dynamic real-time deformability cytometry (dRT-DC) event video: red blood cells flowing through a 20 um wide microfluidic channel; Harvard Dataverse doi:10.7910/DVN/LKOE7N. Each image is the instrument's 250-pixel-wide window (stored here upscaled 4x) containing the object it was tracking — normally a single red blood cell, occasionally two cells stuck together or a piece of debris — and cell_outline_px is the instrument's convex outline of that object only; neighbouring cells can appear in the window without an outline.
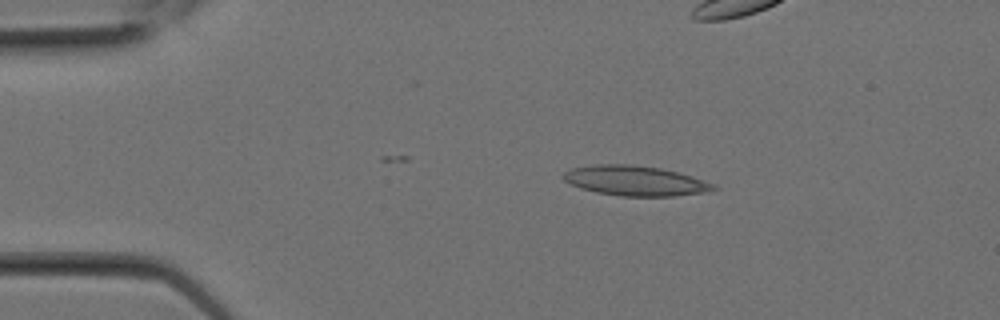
{"species": "Egyptian fruit bat (a non-hibernating species)", "species_latin": "Rousettus aegyptiacus", "temperature_condition": "room temperature", "stored_images_in_passage": 3, "camera_frame_rate_fps": 3000, "um_per_image_px": 0.085, "animal": {"sex": "female"}, "frame": {"image": 1, "passage_image": 1, "time_ms": 0.0, "image_size_px": [1000, 320], "cell_outline_px": [[720, 188], [704, 192], [676, 196], [620, 196], [596, 192], [580, 188], [564, 180], [564, 172], [572, 168], [596, 164], [632, 164], [660, 168], [692, 176], [716, 184]], "centroid_in_image_um": [54.02, 15.36], "position_along_channel_um": 31.0, "area_um2": 26.18}}